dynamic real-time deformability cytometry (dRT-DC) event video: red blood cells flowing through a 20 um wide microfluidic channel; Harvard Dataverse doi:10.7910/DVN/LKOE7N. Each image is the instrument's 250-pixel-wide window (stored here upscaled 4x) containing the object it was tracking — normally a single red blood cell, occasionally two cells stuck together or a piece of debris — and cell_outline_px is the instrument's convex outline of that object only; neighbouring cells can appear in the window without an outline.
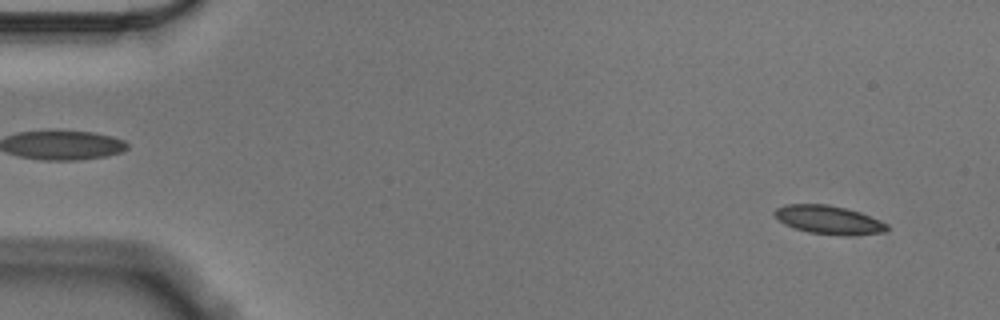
{"species": "Egyptian fruit bat (a non-hibernating species)", "species_latin": "Rousettus aegyptiacus", "temperature_condition": "cold", "stored_images_in_passage": 56, "camera_frame_rate_fps": 3000, "um_per_image_px": 0.085, "animal": {"sex": "male"}, "frame": {"image": 1, "passage_image": 4, "time_ms": 1.0, "image_size_px": [1000, 320], "cell_outline_px": [[888, 228], [884, 232], [840, 236], [808, 232], [784, 224], [772, 212], [776, 208], [788, 204], [828, 204], [860, 212], [880, 220], [888, 224]], "centroid_in_image_um": [70.44, 18.68], "position_along_channel_um": 14.6, "area_um2": 18.55}}
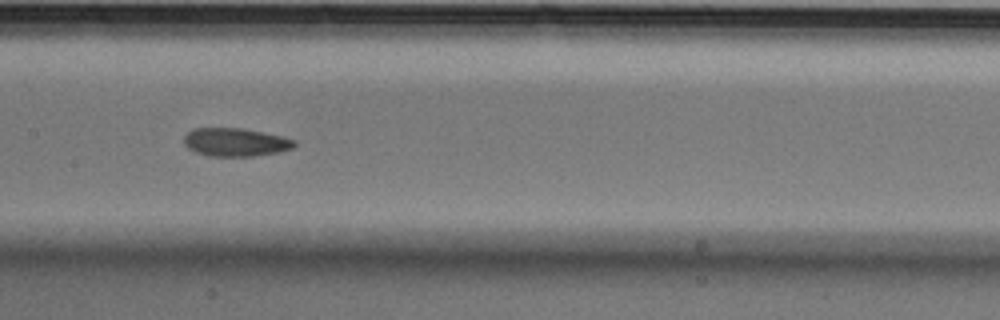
{"frame": {"image": 2, "passage_image": 28, "time_ms": 9.0, "image_size_px": [1000, 320], "cell_outline_px": [[296, 144], [292, 148], [280, 152], [252, 156], [208, 156], [196, 152], [188, 148], [184, 144], [184, 136], [192, 128], [240, 128], [284, 136], [296, 140]], "centroid_in_image_um": [20.02, 12.08], "position_along_channel_um": 187.4, "area_um2": 18.26}}
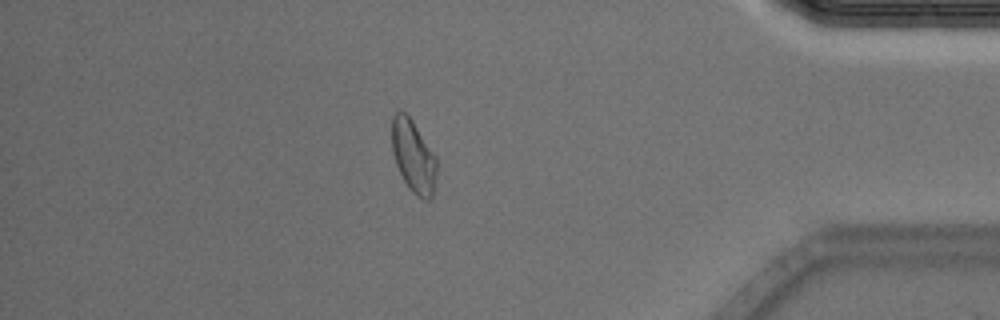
{"frame": {"image": 3, "passage_image": 49, "time_ms": 16.0, "image_size_px": [1000, 320], "cell_outline_px": [[436, 172], [432, 196], [428, 200], [424, 200], [416, 196], [408, 188], [396, 164], [392, 152], [392, 116], [396, 112], [404, 112], [412, 120], [436, 156]], "centroid_in_image_um": [35.13, 13.3], "position_along_channel_um": 400.1, "area_um2": 18.79}, "authors_computed_cell_mechanics": {"area_um2": 18.5827, "velocity_mm_per_s": 3.5294, "shape_relaxation_time_tau1_ms": null, "shape_relaxation_time_tau2_ms": 3.354, "deformation_change_tau1": null, "deformation_change_tau2": 0.0863}}